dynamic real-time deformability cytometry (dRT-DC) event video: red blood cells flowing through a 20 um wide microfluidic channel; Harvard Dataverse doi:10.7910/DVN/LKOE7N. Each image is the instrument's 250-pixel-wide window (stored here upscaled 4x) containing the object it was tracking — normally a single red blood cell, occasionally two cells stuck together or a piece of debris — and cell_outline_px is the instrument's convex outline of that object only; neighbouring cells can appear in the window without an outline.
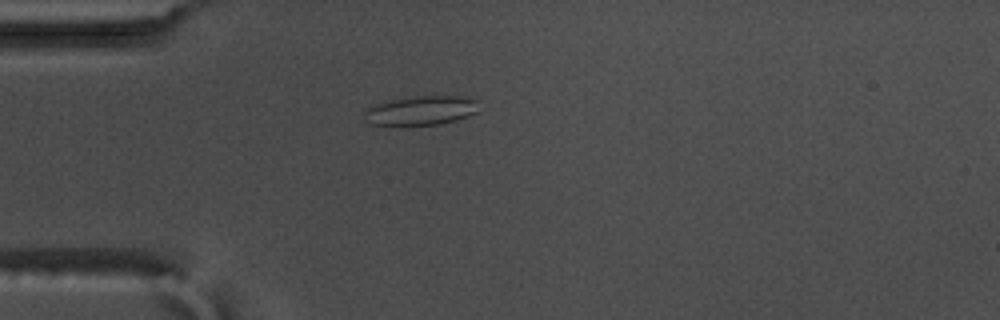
{"species": "common noctule bat (a hibernating species)", "species_latin": "Nyctalus noctula", "temperature_condition": "warm", "stored_images_in_passage": 49, "camera_frame_rate_fps": 3000, "um_per_image_px": 0.085, "animal": {"sex": "male", "body_mass_g": 17.5, "forearm_length_mm": 52.3}, "frame": {"image": 1, "passage_image": 9, "time_ms": 2.667, "image_size_px": [1000, 320], "cell_outline_px": [[480, 100], [476, 112], [468, 116], [456, 120], [440, 124], [368, 124], [364, 120], [364, 112], [368, 108], [376, 104], [392, 100], [416, 96], [460, 96]], "centroid_in_image_um": [35.82, 9.38], "position_along_channel_um": 49.2, "area_um2": 19.25}}
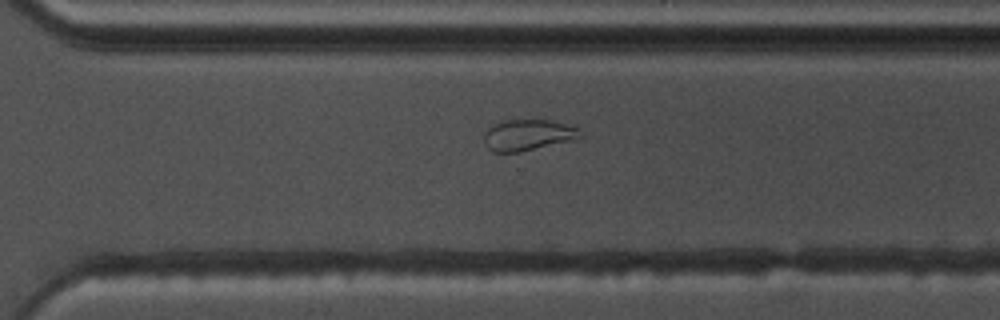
{"frame": {"image": 2, "passage_image": 33, "time_ms": 10.667, "image_size_px": [1000, 320], "cell_outline_px": [[584, 136], [580, 140], [520, 152], [492, 152], [484, 144], [484, 132], [492, 124], [504, 120], [552, 120], [580, 128]], "centroid_in_image_um": [44.95, 11.49], "position_along_channel_um": 325.7, "area_um2": 18.09}}
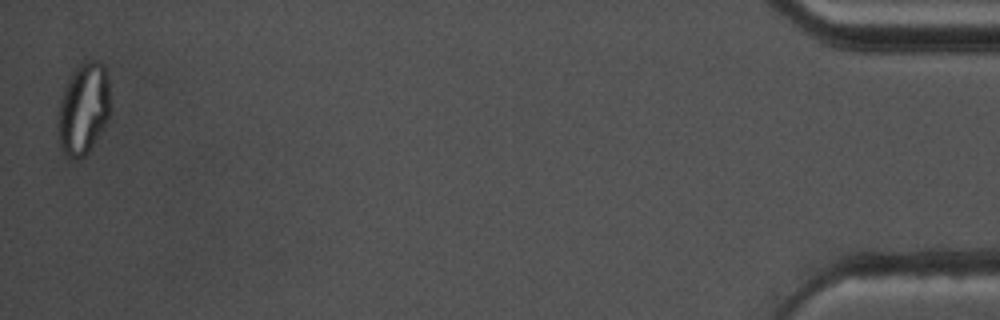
{"frame": {"image": 3, "passage_image": 49, "time_ms": 16.0, "image_size_px": [1000, 320], "cell_outline_px": [[108, 120], [88, 152], [84, 156], [76, 160], [68, 156], [60, 148], [56, 140], [56, 116], [60, 100], [64, 88], [68, 80], [76, 68], [84, 60], [96, 60], [104, 64], [108, 76]], "centroid_in_image_um": [7.04, 9.27], "position_along_channel_um": 428.2, "area_um2": 28.26}, "authors_computed_cell_mechanics": {"area_um2": 20.23, "velocity_mm_per_s": 3.6304, "shape_relaxation_time_tau1_ms": null, "shape_relaxation_time_tau2_ms": 1.4818, "deformation_change_tau1": null, "deformation_change_tau2": 0.0637}}